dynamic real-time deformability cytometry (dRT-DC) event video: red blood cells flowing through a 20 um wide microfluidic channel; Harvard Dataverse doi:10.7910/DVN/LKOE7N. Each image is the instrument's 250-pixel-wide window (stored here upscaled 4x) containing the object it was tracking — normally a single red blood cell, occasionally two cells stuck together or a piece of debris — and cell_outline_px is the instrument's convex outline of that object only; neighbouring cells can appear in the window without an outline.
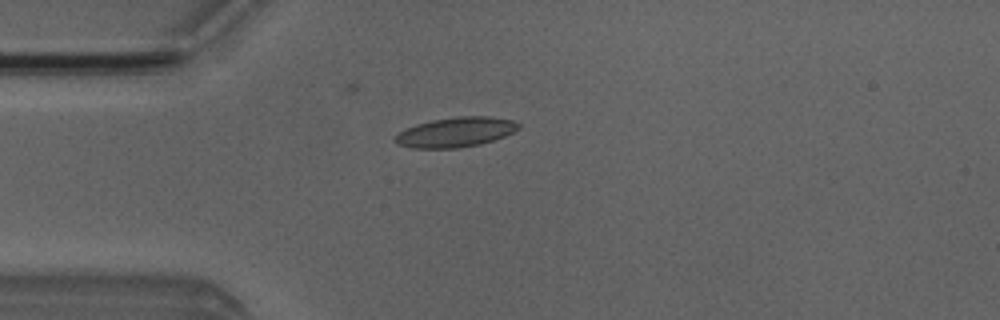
{"species": "Egyptian fruit bat (a non-hibernating species)", "species_latin": "Rousettus aegyptiacus", "temperature_condition": "room temperature", "stored_images_in_passage": 4, "camera_frame_rate_fps": 3000, "um_per_image_px": 0.085, "animal": {"sex": "male"}, "frame": {"image": 1, "passage_image": 4, "time_ms": 3.333, "image_size_px": [1000, 320], "cell_outline_px": [[520, 128], [504, 136], [480, 144], [460, 148], [412, 148], [396, 144], [392, 140], [400, 132], [416, 124], [432, 120], [456, 116], [488, 116], [512, 120], [520, 124]], "centroid_in_image_um": [38.72, 11.23], "position_along_channel_um": 46.3, "area_um2": 21.39}}